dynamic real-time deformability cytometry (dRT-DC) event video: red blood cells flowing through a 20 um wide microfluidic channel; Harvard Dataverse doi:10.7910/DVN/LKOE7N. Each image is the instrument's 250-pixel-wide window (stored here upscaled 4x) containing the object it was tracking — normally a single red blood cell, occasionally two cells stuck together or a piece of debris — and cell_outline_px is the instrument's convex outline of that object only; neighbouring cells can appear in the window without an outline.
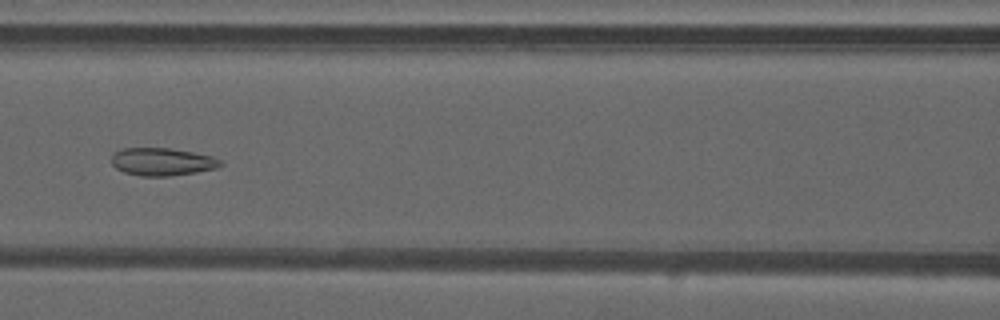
{"species": "common noctule bat (a hibernating species)", "species_latin": "Nyctalus noctula", "temperature_condition": "warm", "stored_images_in_passage": 50, "camera_frame_rate_fps": 3000, "um_per_image_px": 0.085, "animal": {"sex": "male", "forearm_length_mm": 52.5}, "frame": {"image": 1, "passage_image": 23, "time_ms": 7.333, "image_size_px": [1000, 320], "cell_outline_px": [[224, 164], [216, 168], [196, 172], [168, 176], [140, 176], [124, 172], [116, 168], [112, 164], [112, 156], [120, 148], [168, 148], [192, 152], [212, 156], [220, 160]], "centroid_in_image_um": [13.78, 13.75], "position_along_channel_um": 152.8, "area_um2": 17.51}}
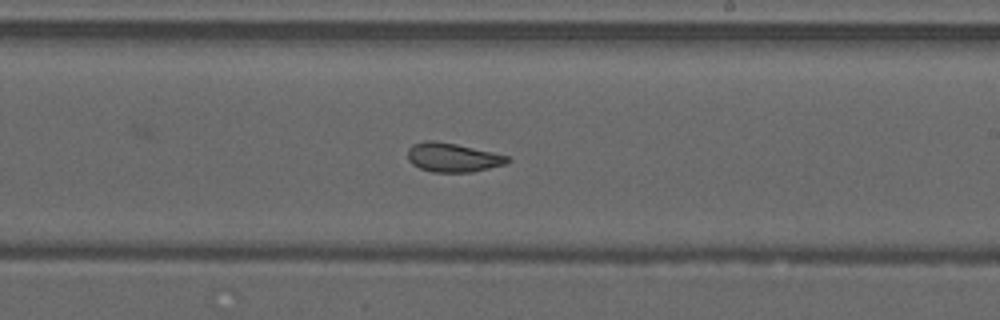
{"frame": {"image": 2, "passage_image": 30, "time_ms": 9.667, "image_size_px": [1000, 320], "cell_outline_px": [[512, 160], [504, 164], [472, 172], [432, 172], [420, 168], [412, 164], [408, 160], [408, 148], [412, 144], [424, 140], [432, 140], [456, 144], [492, 152], [508, 156]], "centroid_in_image_um": [38.45, 13.38], "position_along_channel_um": 250.6, "area_um2": 16.82}}
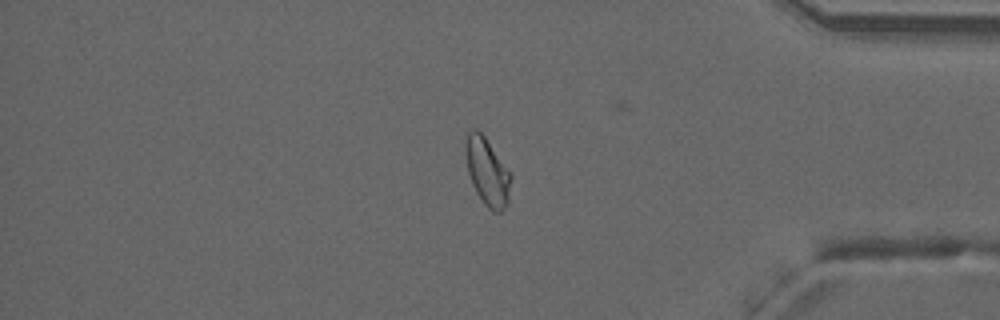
{"frame": {"image": 3, "passage_image": 42, "time_ms": 13.667, "image_size_px": [1000, 320], "cell_outline_px": [[512, 176], [508, 200], [504, 208], [500, 212], [492, 212], [484, 204], [476, 192], [472, 184], [468, 172], [464, 148], [464, 144], [468, 132], [472, 128], [476, 128], [484, 136], [512, 172]], "centroid_in_image_um": [41.42, 14.58], "position_along_channel_um": 393.8, "area_um2": 18.09}, "authors_computed_cell_mechanics": {"area_um2": 18.9006, "velocity_mm_per_s": 4.2117, "shape_relaxation_time_tau1_ms": null, "shape_relaxation_time_tau2_ms": 1.1355, "deformation_change_tau1": null, "deformation_change_tau2": 0.0788}}